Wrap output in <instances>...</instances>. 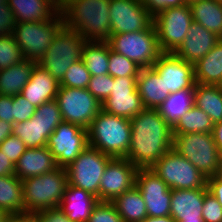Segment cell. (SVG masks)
I'll list each match as a JSON object with an SVG mask.
<instances>
[{
  "instance_id": "cell-1",
  "label": "cell",
  "mask_w": 222,
  "mask_h": 222,
  "mask_svg": "<svg viewBox=\"0 0 222 222\" xmlns=\"http://www.w3.org/2000/svg\"><path fill=\"white\" fill-rule=\"evenodd\" d=\"M131 139L127 158L138 168H150L173 146L172 127L158 109L144 108L130 119Z\"/></svg>"
},
{
  "instance_id": "cell-2",
  "label": "cell",
  "mask_w": 222,
  "mask_h": 222,
  "mask_svg": "<svg viewBox=\"0 0 222 222\" xmlns=\"http://www.w3.org/2000/svg\"><path fill=\"white\" fill-rule=\"evenodd\" d=\"M110 0H60L64 26L86 41H107L111 36Z\"/></svg>"
},
{
  "instance_id": "cell-3",
  "label": "cell",
  "mask_w": 222,
  "mask_h": 222,
  "mask_svg": "<svg viewBox=\"0 0 222 222\" xmlns=\"http://www.w3.org/2000/svg\"><path fill=\"white\" fill-rule=\"evenodd\" d=\"M130 119L101 110L88 128V145L112 158H125L130 148Z\"/></svg>"
},
{
  "instance_id": "cell-4",
  "label": "cell",
  "mask_w": 222,
  "mask_h": 222,
  "mask_svg": "<svg viewBox=\"0 0 222 222\" xmlns=\"http://www.w3.org/2000/svg\"><path fill=\"white\" fill-rule=\"evenodd\" d=\"M67 185V171L60 167L43 175L22 180L24 214L58 209Z\"/></svg>"
},
{
  "instance_id": "cell-5",
  "label": "cell",
  "mask_w": 222,
  "mask_h": 222,
  "mask_svg": "<svg viewBox=\"0 0 222 222\" xmlns=\"http://www.w3.org/2000/svg\"><path fill=\"white\" fill-rule=\"evenodd\" d=\"M107 43L111 50L132 60L141 69L152 67L162 53L154 23L144 30L111 34Z\"/></svg>"
},
{
  "instance_id": "cell-6",
  "label": "cell",
  "mask_w": 222,
  "mask_h": 222,
  "mask_svg": "<svg viewBox=\"0 0 222 222\" xmlns=\"http://www.w3.org/2000/svg\"><path fill=\"white\" fill-rule=\"evenodd\" d=\"M85 43L80 33L63 25L38 64L60 82L69 67L81 59Z\"/></svg>"
},
{
  "instance_id": "cell-7",
  "label": "cell",
  "mask_w": 222,
  "mask_h": 222,
  "mask_svg": "<svg viewBox=\"0 0 222 222\" xmlns=\"http://www.w3.org/2000/svg\"><path fill=\"white\" fill-rule=\"evenodd\" d=\"M172 148L188 159L206 178L217 174L221 157L212 133L173 135Z\"/></svg>"
},
{
  "instance_id": "cell-8",
  "label": "cell",
  "mask_w": 222,
  "mask_h": 222,
  "mask_svg": "<svg viewBox=\"0 0 222 222\" xmlns=\"http://www.w3.org/2000/svg\"><path fill=\"white\" fill-rule=\"evenodd\" d=\"M63 25L60 12L47 21L18 22L13 35L24 58L38 63Z\"/></svg>"
},
{
  "instance_id": "cell-9",
  "label": "cell",
  "mask_w": 222,
  "mask_h": 222,
  "mask_svg": "<svg viewBox=\"0 0 222 222\" xmlns=\"http://www.w3.org/2000/svg\"><path fill=\"white\" fill-rule=\"evenodd\" d=\"M170 189L207 188V178L188 159L171 148L150 168Z\"/></svg>"
},
{
  "instance_id": "cell-10",
  "label": "cell",
  "mask_w": 222,
  "mask_h": 222,
  "mask_svg": "<svg viewBox=\"0 0 222 222\" xmlns=\"http://www.w3.org/2000/svg\"><path fill=\"white\" fill-rule=\"evenodd\" d=\"M63 122L56 100L43 103L36 108L32 118L13 124L12 134L23 140L27 148L47 146L49 136Z\"/></svg>"
},
{
  "instance_id": "cell-11",
  "label": "cell",
  "mask_w": 222,
  "mask_h": 222,
  "mask_svg": "<svg viewBox=\"0 0 222 222\" xmlns=\"http://www.w3.org/2000/svg\"><path fill=\"white\" fill-rule=\"evenodd\" d=\"M193 22L189 3L162 9L153 15L158 44L162 52H174L187 36Z\"/></svg>"
},
{
  "instance_id": "cell-12",
  "label": "cell",
  "mask_w": 222,
  "mask_h": 222,
  "mask_svg": "<svg viewBox=\"0 0 222 222\" xmlns=\"http://www.w3.org/2000/svg\"><path fill=\"white\" fill-rule=\"evenodd\" d=\"M111 159V156L88 145L79 156L65 168L68 175V184L89 192L99 200L100 179Z\"/></svg>"
},
{
  "instance_id": "cell-13",
  "label": "cell",
  "mask_w": 222,
  "mask_h": 222,
  "mask_svg": "<svg viewBox=\"0 0 222 222\" xmlns=\"http://www.w3.org/2000/svg\"><path fill=\"white\" fill-rule=\"evenodd\" d=\"M64 122L88 129L93 119L102 110V104L87 88L59 86L55 99Z\"/></svg>"
},
{
  "instance_id": "cell-14",
  "label": "cell",
  "mask_w": 222,
  "mask_h": 222,
  "mask_svg": "<svg viewBox=\"0 0 222 222\" xmlns=\"http://www.w3.org/2000/svg\"><path fill=\"white\" fill-rule=\"evenodd\" d=\"M88 146V129L61 122L49 136L47 148L60 168L68 167Z\"/></svg>"
},
{
  "instance_id": "cell-15",
  "label": "cell",
  "mask_w": 222,
  "mask_h": 222,
  "mask_svg": "<svg viewBox=\"0 0 222 222\" xmlns=\"http://www.w3.org/2000/svg\"><path fill=\"white\" fill-rule=\"evenodd\" d=\"M109 14L111 34L144 30L153 23L145 0H110Z\"/></svg>"
},
{
  "instance_id": "cell-16",
  "label": "cell",
  "mask_w": 222,
  "mask_h": 222,
  "mask_svg": "<svg viewBox=\"0 0 222 222\" xmlns=\"http://www.w3.org/2000/svg\"><path fill=\"white\" fill-rule=\"evenodd\" d=\"M144 109L137 90V77L114 78L110 96L102 103L108 114L131 119Z\"/></svg>"
},
{
  "instance_id": "cell-17",
  "label": "cell",
  "mask_w": 222,
  "mask_h": 222,
  "mask_svg": "<svg viewBox=\"0 0 222 222\" xmlns=\"http://www.w3.org/2000/svg\"><path fill=\"white\" fill-rule=\"evenodd\" d=\"M138 167L127 158H112L105 167L99 185V201L112 202L136 185Z\"/></svg>"
},
{
  "instance_id": "cell-18",
  "label": "cell",
  "mask_w": 222,
  "mask_h": 222,
  "mask_svg": "<svg viewBox=\"0 0 222 222\" xmlns=\"http://www.w3.org/2000/svg\"><path fill=\"white\" fill-rule=\"evenodd\" d=\"M136 186L143 196L148 216H170L171 189L160 177L149 168H139Z\"/></svg>"
},
{
  "instance_id": "cell-19",
  "label": "cell",
  "mask_w": 222,
  "mask_h": 222,
  "mask_svg": "<svg viewBox=\"0 0 222 222\" xmlns=\"http://www.w3.org/2000/svg\"><path fill=\"white\" fill-rule=\"evenodd\" d=\"M152 68L163 80L165 88L170 94L195 87L194 65L173 52H162L153 63Z\"/></svg>"
},
{
  "instance_id": "cell-20",
  "label": "cell",
  "mask_w": 222,
  "mask_h": 222,
  "mask_svg": "<svg viewBox=\"0 0 222 222\" xmlns=\"http://www.w3.org/2000/svg\"><path fill=\"white\" fill-rule=\"evenodd\" d=\"M220 39L215 33L193 21L187 36L173 53L194 65L206 56Z\"/></svg>"
},
{
  "instance_id": "cell-21",
  "label": "cell",
  "mask_w": 222,
  "mask_h": 222,
  "mask_svg": "<svg viewBox=\"0 0 222 222\" xmlns=\"http://www.w3.org/2000/svg\"><path fill=\"white\" fill-rule=\"evenodd\" d=\"M59 82L40 64L34 65L31 77L22 88L21 95L36 108L56 99Z\"/></svg>"
},
{
  "instance_id": "cell-22",
  "label": "cell",
  "mask_w": 222,
  "mask_h": 222,
  "mask_svg": "<svg viewBox=\"0 0 222 222\" xmlns=\"http://www.w3.org/2000/svg\"><path fill=\"white\" fill-rule=\"evenodd\" d=\"M207 191V188L171 189L170 216L177 222L182 220H203V201Z\"/></svg>"
},
{
  "instance_id": "cell-23",
  "label": "cell",
  "mask_w": 222,
  "mask_h": 222,
  "mask_svg": "<svg viewBox=\"0 0 222 222\" xmlns=\"http://www.w3.org/2000/svg\"><path fill=\"white\" fill-rule=\"evenodd\" d=\"M58 168L56 159L47 146L27 148L15 164V175L22 181L40 176Z\"/></svg>"
},
{
  "instance_id": "cell-24",
  "label": "cell",
  "mask_w": 222,
  "mask_h": 222,
  "mask_svg": "<svg viewBox=\"0 0 222 222\" xmlns=\"http://www.w3.org/2000/svg\"><path fill=\"white\" fill-rule=\"evenodd\" d=\"M98 201L89 192L68 184L58 210L71 222H87Z\"/></svg>"
},
{
  "instance_id": "cell-25",
  "label": "cell",
  "mask_w": 222,
  "mask_h": 222,
  "mask_svg": "<svg viewBox=\"0 0 222 222\" xmlns=\"http://www.w3.org/2000/svg\"><path fill=\"white\" fill-rule=\"evenodd\" d=\"M18 22H41L56 16L60 11L59 0H8Z\"/></svg>"
},
{
  "instance_id": "cell-26",
  "label": "cell",
  "mask_w": 222,
  "mask_h": 222,
  "mask_svg": "<svg viewBox=\"0 0 222 222\" xmlns=\"http://www.w3.org/2000/svg\"><path fill=\"white\" fill-rule=\"evenodd\" d=\"M137 90L144 108L158 109L170 95L163 80L152 67L140 69Z\"/></svg>"
},
{
  "instance_id": "cell-27",
  "label": "cell",
  "mask_w": 222,
  "mask_h": 222,
  "mask_svg": "<svg viewBox=\"0 0 222 222\" xmlns=\"http://www.w3.org/2000/svg\"><path fill=\"white\" fill-rule=\"evenodd\" d=\"M194 73L196 83L222 86V38L194 64Z\"/></svg>"
},
{
  "instance_id": "cell-28",
  "label": "cell",
  "mask_w": 222,
  "mask_h": 222,
  "mask_svg": "<svg viewBox=\"0 0 222 222\" xmlns=\"http://www.w3.org/2000/svg\"><path fill=\"white\" fill-rule=\"evenodd\" d=\"M36 63L25 59L20 63L0 70V95L13 97L21 94L22 88L29 81Z\"/></svg>"
},
{
  "instance_id": "cell-29",
  "label": "cell",
  "mask_w": 222,
  "mask_h": 222,
  "mask_svg": "<svg viewBox=\"0 0 222 222\" xmlns=\"http://www.w3.org/2000/svg\"><path fill=\"white\" fill-rule=\"evenodd\" d=\"M193 21L222 38V3L215 0H189Z\"/></svg>"
},
{
  "instance_id": "cell-30",
  "label": "cell",
  "mask_w": 222,
  "mask_h": 222,
  "mask_svg": "<svg viewBox=\"0 0 222 222\" xmlns=\"http://www.w3.org/2000/svg\"><path fill=\"white\" fill-rule=\"evenodd\" d=\"M112 203L124 222H143L148 216L145 201L136 185L117 196Z\"/></svg>"
},
{
  "instance_id": "cell-31",
  "label": "cell",
  "mask_w": 222,
  "mask_h": 222,
  "mask_svg": "<svg viewBox=\"0 0 222 222\" xmlns=\"http://www.w3.org/2000/svg\"><path fill=\"white\" fill-rule=\"evenodd\" d=\"M0 208L10 216L24 214L22 181L16 175L0 177Z\"/></svg>"
},
{
  "instance_id": "cell-32",
  "label": "cell",
  "mask_w": 222,
  "mask_h": 222,
  "mask_svg": "<svg viewBox=\"0 0 222 222\" xmlns=\"http://www.w3.org/2000/svg\"><path fill=\"white\" fill-rule=\"evenodd\" d=\"M194 104L203 110L214 123L222 121V86L196 83Z\"/></svg>"
},
{
  "instance_id": "cell-33",
  "label": "cell",
  "mask_w": 222,
  "mask_h": 222,
  "mask_svg": "<svg viewBox=\"0 0 222 222\" xmlns=\"http://www.w3.org/2000/svg\"><path fill=\"white\" fill-rule=\"evenodd\" d=\"M194 105V89L171 93L158 107L161 117L173 128L178 120Z\"/></svg>"
},
{
  "instance_id": "cell-34",
  "label": "cell",
  "mask_w": 222,
  "mask_h": 222,
  "mask_svg": "<svg viewBox=\"0 0 222 222\" xmlns=\"http://www.w3.org/2000/svg\"><path fill=\"white\" fill-rule=\"evenodd\" d=\"M81 60L91 76L109 74V44L107 41H86Z\"/></svg>"
},
{
  "instance_id": "cell-35",
  "label": "cell",
  "mask_w": 222,
  "mask_h": 222,
  "mask_svg": "<svg viewBox=\"0 0 222 222\" xmlns=\"http://www.w3.org/2000/svg\"><path fill=\"white\" fill-rule=\"evenodd\" d=\"M214 122L195 104L182 116L172 128L173 135L184 133H212Z\"/></svg>"
},
{
  "instance_id": "cell-36",
  "label": "cell",
  "mask_w": 222,
  "mask_h": 222,
  "mask_svg": "<svg viewBox=\"0 0 222 222\" xmlns=\"http://www.w3.org/2000/svg\"><path fill=\"white\" fill-rule=\"evenodd\" d=\"M25 60L22 50L15 41L14 35L0 37V70Z\"/></svg>"
},
{
  "instance_id": "cell-37",
  "label": "cell",
  "mask_w": 222,
  "mask_h": 222,
  "mask_svg": "<svg viewBox=\"0 0 222 222\" xmlns=\"http://www.w3.org/2000/svg\"><path fill=\"white\" fill-rule=\"evenodd\" d=\"M140 67L132 60L118 54L110 49L109 46V74L114 77H138Z\"/></svg>"
},
{
  "instance_id": "cell-38",
  "label": "cell",
  "mask_w": 222,
  "mask_h": 222,
  "mask_svg": "<svg viewBox=\"0 0 222 222\" xmlns=\"http://www.w3.org/2000/svg\"><path fill=\"white\" fill-rule=\"evenodd\" d=\"M90 77V72L87 70L85 64L80 59L69 67V69L65 72L62 80L59 82V85L78 89L87 88Z\"/></svg>"
},
{
  "instance_id": "cell-39",
  "label": "cell",
  "mask_w": 222,
  "mask_h": 222,
  "mask_svg": "<svg viewBox=\"0 0 222 222\" xmlns=\"http://www.w3.org/2000/svg\"><path fill=\"white\" fill-rule=\"evenodd\" d=\"M114 77L110 74L91 76L87 90L102 104L111 94Z\"/></svg>"
},
{
  "instance_id": "cell-40",
  "label": "cell",
  "mask_w": 222,
  "mask_h": 222,
  "mask_svg": "<svg viewBox=\"0 0 222 222\" xmlns=\"http://www.w3.org/2000/svg\"><path fill=\"white\" fill-rule=\"evenodd\" d=\"M87 222H124L112 202L98 201Z\"/></svg>"
},
{
  "instance_id": "cell-41",
  "label": "cell",
  "mask_w": 222,
  "mask_h": 222,
  "mask_svg": "<svg viewBox=\"0 0 222 222\" xmlns=\"http://www.w3.org/2000/svg\"><path fill=\"white\" fill-rule=\"evenodd\" d=\"M26 149L27 147L23 140L13 134L0 143V152L5 154L14 165L18 162Z\"/></svg>"
},
{
  "instance_id": "cell-42",
  "label": "cell",
  "mask_w": 222,
  "mask_h": 222,
  "mask_svg": "<svg viewBox=\"0 0 222 222\" xmlns=\"http://www.w3.org/2000/svg\"><path fill=\"white\" fill-rule=\"evenodd\" d=\"M36 107L26 100L21 94L13 96L14 123L24 122L33 117Z\"/></svg>"
},
{
  "instance_id": "cell-43",
  "label": "cell",
  "mask_w": 222,
  "mask_h": 222,
  "mask_svg": "<svg viewBox=\"0 0 222 222\" xmlns=\"http://www.w3.org/2000/svg\"><path fill=\"white\" fill-rule=\"evenodd\" d=\"M202 219L205 222H222V206L208 191L204 196Z\"/></svg>"
},
{
  "instance_id": "cell-44",
  "label": "cell",
  "mask_w": 222,
  "mask_h": 222,
  "mask_svg": "<svg viewBox=\"0 0 222 222\" xmlns=\"http://www.w3.org/2000/svg\"><path fill=\"white\" fill-rule=\"evenodd\" d=\"M17 21L8 3L0 4V37L14 33Z\"/></svg>"
},
{
  "instance_id": "cell-45",
  "label": "cell",
  "mask_w": 222,
  "mask_h": 222,
  "mask_svg": "<svg viewBox=\"0 0 222 222\" xmlns=\"http://www.w3.org/2000/svg\"><path fill=\"white\" fill-rule=\"evenodd\" d=\"M150 12L154 15L158 11L169 8L178 7L188 3V0H145Z\"/></svg>"
},
{
  "instance_id": "cell-46",
  "label": "cell",
  "mask_w": 222,
  "mask_h": 222,
  "mask_svg": "<svg viewBox=\"0 0 222 222\" xmlns=\"http://www.w3.org/2000/svg\"><path fill=\"white\" fill-rule=\"evenodd\" d=\"M0 120L14 124L12 96L0 95Z\"/></svg>"
},
{
  "instance_id": "cell-47",
  "label": "cell",
  "mask_w": 222,
  "mask_h": 222,
  "mask_svg": "<svg viewBox=\"0 0 222 222\" xmlns=\"http://www.w3.org/2000/svg\"><path fill=\"white\" fill-rule=\"evenodd\" d=\"M41 222H71L65 214L58 209L44 210L37 214Z\"/></svg>"
},
{
  "instance_id": "cell-48",
  "label": "cell",
  "mask_w": 222,
  "mask_h": 222,
  "mask_svg": "<svg viewBox=\"0 0 222 222\" xmlns=\"http://www.w3.org/2000/svg\"><path fill=\"white\" fill-rule=\"evenodd\" d=\"M207 189L222 206V181L215 175L207 178Z\"/></svg>"
},
{
  "instance_id": "cell-49",
  "label": "cell",
  "mask_w": 222,
  "mask_h": 222,
  "mask_svg": "<svg viewBox=\"0 0 222 222\" xmlns=\"http://www.w3.org/2000/svg\"><path fill=\"white\" fill-rule=\"evenodd\" d=\"M15 175V165L8 157L0 152V177Z\"/></svg>"
},
{
  "instance_id": "cell-50",
  "label": "cell",
  "mask_w": 222,
  "mask_h": 222,
  "mask_svg": "<svg viewBox=\"0 0 222 222\" xmlns=\"http://www.w3.org/2000/svg\"><path fill=\"white\" fill-rule=\"evenodd\" d=\"M212 135L222 159V121L214 123Z\"/></svg>"
},
{
  "instance_id": "cell-51",
  "label": "cell",
  "mask_w": 222,
  "mask_h": 222,
  "mask_svg": "<svg viewBox=\"0 0 222 222\" xmlns=\"http://www.w3.org/2000/svg\"><path fill=\"white\" fill-rule=\"evenodd\" d=\"M9 222H41L40 217L37 214H22L9 216Z\"/></svg>"
},
{
  "instance_id": "cell-52",
  "label": "cell",
  "mask_w": 222,
  "mask_h": 222,
  "mask_svg": "<svg viewBox=\"0 0 222 222\" xmlns=\"http://www.w3.org/2000/svg\"><path fill=\"white\" fill-rule=\"evenodd\" d=\"M13 124L0 120V143L12 134Z\"/></svg>"
},
{
  "instance_id": "cell-53",
  "label": "cell",
  "mask_w": 222,
  "mask_h": 222,
  "mask_svg": "<svg viewBox=\"0 0 222 222\" xmlns=\"http://www.w3.org/2000/svg\"><path fill=\"white\" fill-rule=\"evenodd\" d=\"M143 222H177L172 216L152 217L147 216Z\"/></svg>"
},
{
  "instance_id": "cell-54",
  "label": "cell",
  "mask_w": 222,
  "mask_h": 222,
  "mask_svg": "<svg viewBox=\"0 0 222 222\" xmlns=\"http://www.w3.org/2000/svg\"><path fill=\"white\" fill-rule=\"evenodd\" d=\"M9 216V214H7L2 208H0V222H7Z\"/></svg>"
},
{
  "instance_id": "cell-55",
  "label": "cell",
  "mask_w": 222,
  "mask_h": 222,
  "mask_svg": "<svg viewBox=\"0 0 222 222\" xmlns=\"http://www.w3.org/2000/svg\"><path fill=\"white\" fill-rule=\"evenodd\" d=\"M216 176L222 181V159H221Z\"/></svg>"
},
{
  "instance_id": "cell-56",
  "label": "cell",
  "mask_w": 222,
  "mask_h": 222,
  "mask_svg": "<svg viewBox=\"0 0 222 222\" xmlns=\"http://www.w3.org/2000/svg\"><path fill=\"white\" fill-rule=\"evenodd\" d=\"M178 222H205L204 220H182Z\"/></svg>"
},
{
  "instance_id": "cell-57",
  "label": "cell",
  "mask_w": 222,
  "mask_h": 222,
  "mask_svg": "<svg viewBox=\"0 0 222 222\" xmlns=\"http://www.w3.org/2000/svg\"><path fill=\"white\" fill-rule=\"evenodd\" d=\"M8 3V0H0V4Z\"/></svg>"
}]
</instances>
